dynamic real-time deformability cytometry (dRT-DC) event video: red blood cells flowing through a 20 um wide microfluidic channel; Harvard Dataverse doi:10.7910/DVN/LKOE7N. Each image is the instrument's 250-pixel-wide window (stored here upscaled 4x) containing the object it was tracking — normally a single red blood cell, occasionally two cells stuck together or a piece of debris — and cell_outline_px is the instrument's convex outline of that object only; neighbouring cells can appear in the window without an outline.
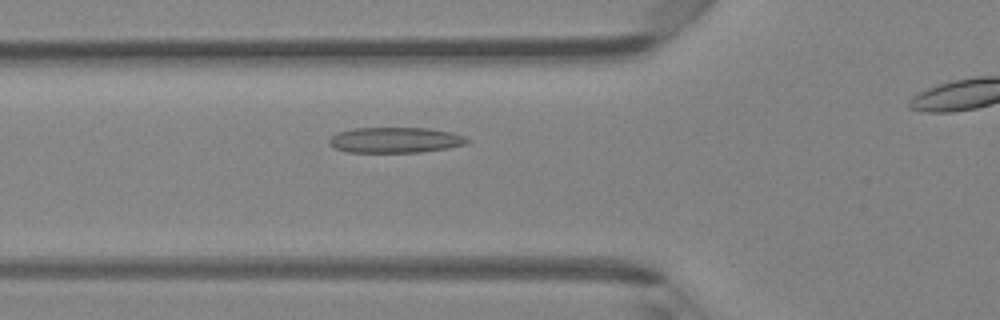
{"species": "Egyptian fruit bat (a non-hibernating species)", "species_latin": "Rousettus aegyptiacus", "temperature_condition": "room temperature", "stored_images_in_passage": 39, "camera_frame_rate_fps": 3000, "um_per_image_px": 0.085, "animal": {"sex": "female"}, "frame": {"image": 1, "passage_image": 14, "time_ms": 4.333, "image_size_px": [1000, 320], "cell_outline_px": [[468, 140], [464, 144], [448, 148], [420, 152], [348, 152], [336, 148], [328, 144], [328, 140], [336, 132], [352, 128], [428, 128], [452, 132], [464, 136]], "centroid_in_image_um": [33.55, 11.9], "position_along_channel_um": 92.2, "area_um2": 20.52}}
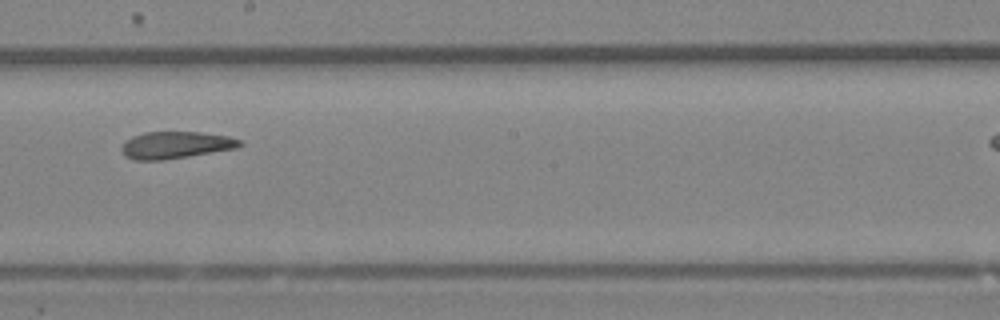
{"frame": {"image": 2, "passage_image": 24, "time_ms": 7.667, "image_size_px": [1000, 320], "cell_outline_px": [[244, 144], [236, 148], [164, 160], [132, 160], [124, 156], [120, 148], [132, 136], [144, 132], [200, 132], [228, 136], [240, 140]], "centroid_in_image_um": [14.91, 12.33], "position_along_channel_um": 233.3, "area_um2": 18.55}}
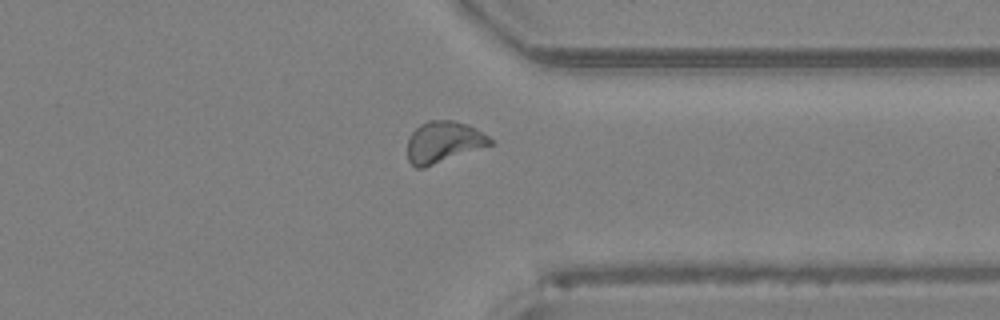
{"frame": {"image": 3, "passage_image": 34, "time_ms": 11.0, "image_size_px": [1000, 320], "cell_outline_px": [[496, 140], [492, 144], [424, 168], [416, 168], [408, 160], [408, 136], [420, 124], [428, 120], [456, 120], [468, 124], [476, 128]], "centroid_in_image_um": [37.71, 12.05], "position_along_channel_um": 373.7, "area_um2": 20.11}, "authors_computed_cell_mechanics": {"area_um2": 19.9988, "velocity_mm_per_s": 4.2572, "shape_relaxation_time_tau1_ms": null, "shape_relaxation_time_tau2_ms": 3.2574, "deformation_change_tau1": null, "deformation_change_tau2": 0.1058}}